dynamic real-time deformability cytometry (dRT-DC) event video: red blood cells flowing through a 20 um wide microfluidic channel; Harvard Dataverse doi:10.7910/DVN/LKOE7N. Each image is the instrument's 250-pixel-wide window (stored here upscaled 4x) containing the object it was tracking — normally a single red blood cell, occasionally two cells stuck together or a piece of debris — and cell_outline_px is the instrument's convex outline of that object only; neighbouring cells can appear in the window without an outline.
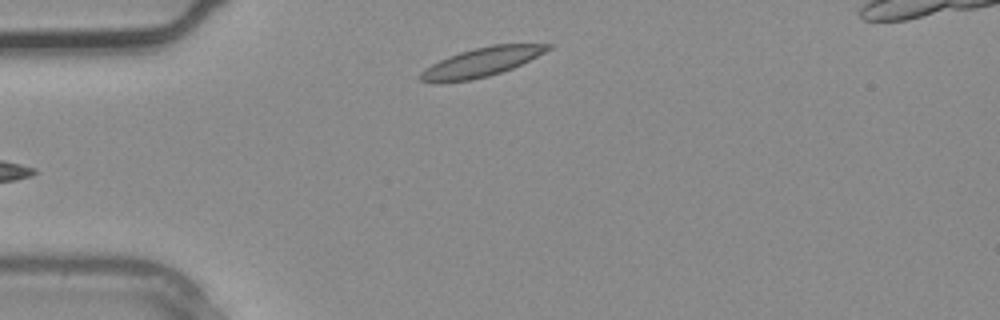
{"species": "common noctule bat (a hibernating species)", "species_latin": "Nyctalus noctula", "temperature_condition": "warm", "stored_images_in_passage": 4, "camera_frame_rate_fps": 3000, "um_per_image_px": 0.085, "animal": {"sex": "male", "body_mass_g": 20.4}, "frame": {"image": 1, "passage_image": 4, "time_ms": 1.0, "image_size_px": [1000, 320], "cell_outline_px": [[552, 48], [512, 68], [488, 76], [472, 80], [440, 84], [432, 84], [420, 80], [416, 76], [424, 68], [440, 60], [460, 52], [492, 44], [552, 44]], "centroid_in_image_um": [40.81, 5.32], "position_along_channel_um": 44.2, "area_um2": 21.62}}